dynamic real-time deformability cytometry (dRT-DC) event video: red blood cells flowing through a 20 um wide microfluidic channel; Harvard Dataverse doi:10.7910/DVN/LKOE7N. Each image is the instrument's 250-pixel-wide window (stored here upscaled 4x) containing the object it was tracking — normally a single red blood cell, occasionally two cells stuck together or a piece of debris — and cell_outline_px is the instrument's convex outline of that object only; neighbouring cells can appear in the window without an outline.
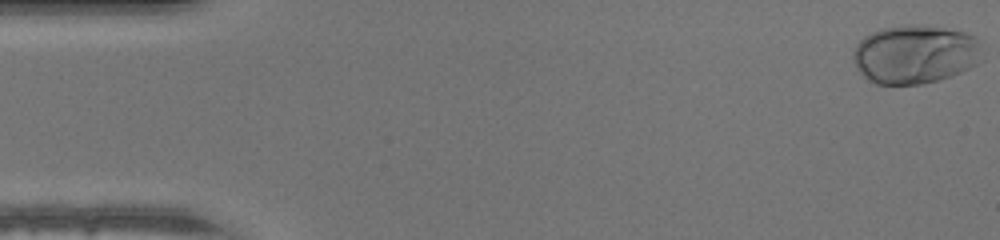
{"species": "human", "species_latin": "Homo sapiens", "temperature_condition": "warm", "stored_images_in_passage": 49, "camera_frame_rate_fps": 3000, "um_per_image_px": 0.085, "donor": {"sex": "male"}, "frame": {"image": 1, "passage_image": 1, "time_ms": 0.0, "image_size_px": [1000, 240], "cell_outline_px": [[984, 60], [952, 76], [924, 84], [876, 84], [868, 80], [856, 68], [852, 56], [852, 52], [856, 44], [864, 36], [872, 32], [884, 28], [904, 24], [912, 24], [944, 28], [964, 32], [976, 36]], "centroid_in_image_um": [77.77, 4.62], "position_along_channel_um": 7.2, "area_um2": 44.51}}
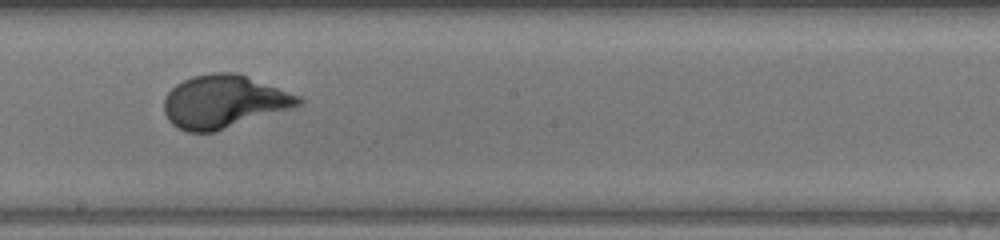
{"frame": {"image": 2, "passage_image": 27, "time_ms": 8.667, "image_size_px": [1000, 240], "cell_outline_px": [[304, 100], [300, 104], [216, 132], [188, 132], [172, 124], [168, 120], [164, 112], [164, 100], [168, 92], [176, 84], [192, 76], [212, 72], [236, 72], [248, 76], [300, 96]], "centroid_in_image_um": [18.98, 8.63], "position_along_channel_um": 229.2, "area_um2": 41.1}}
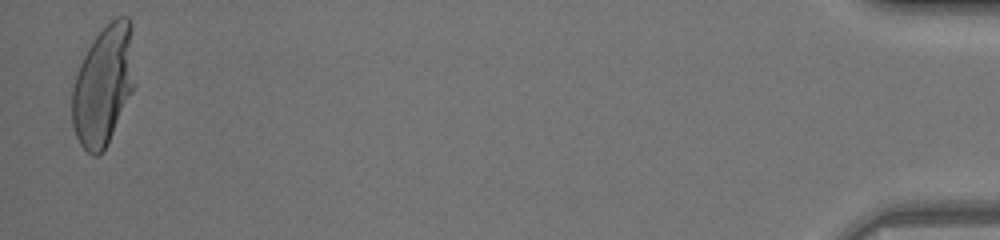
{"frame": {"image": 3, "passage_image": 48, "time_ms": 15.667, "image_size_px": [1000, 240], "cell_outline_px": [[132, 92], [104, 152], [96, 156], [92, 156], [80, 144], [76, 136], [72, 124], [72, 88], [76, 72], [92, 40], [116, 16], [128, 16], [132, 24]], "centroid_in_image_um": [8.76, 7.28], "position_along_channel_um": 426.4, "area_um2": 43.29}}